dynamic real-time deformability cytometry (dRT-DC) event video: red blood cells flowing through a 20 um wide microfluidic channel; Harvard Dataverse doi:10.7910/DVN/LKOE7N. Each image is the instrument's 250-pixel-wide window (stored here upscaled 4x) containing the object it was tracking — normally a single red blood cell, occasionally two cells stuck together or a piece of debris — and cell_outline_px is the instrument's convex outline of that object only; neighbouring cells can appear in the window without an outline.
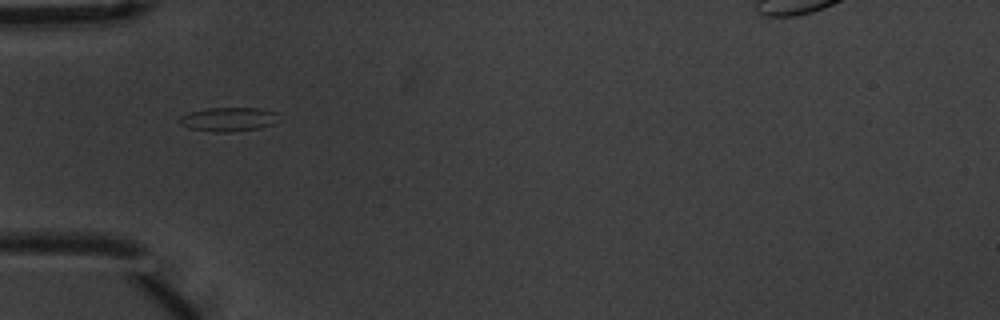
{"species": "common noctule bat (a hibernating species)", "species_latin": "Nyctalus noctula", "temperature_condition": "warm", "stored_images_in_passage": 3, "camera_frame_rate_fps": 3000, "um_per_image_px": 0.085, "animal": {"sex": "male", "body_mass_g": 20.1, "forearm_length_mm": 53.5}, "frame": {"image": 1, "passage_image": 2, "time_ms": 0.333, "image_size_px": [1000, 320], "cell_outline_px": [[276, 112], [272, 124], [260, 128], [232, 132], [216, 132], [188, 128], [180, 124], [176, 120], [180, 116], [188, 112], [208, 108], [260, 108]], "centroid_in_image_um": [19.31, 10.14], "position_along_channel_um": 65.7, "area_um2": 13.81}}
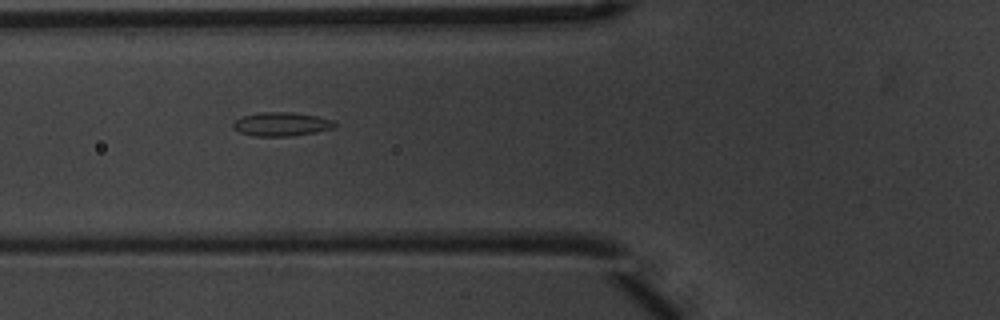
{"frame": {"image": 2, "passage_image": 3, "time_ms": 0.667, "image_size_px": [1000, 320], "cell_outline_px": [[336, 128], [316, 132], [292, 136], [252, 136], [240, 132], [232, 128], [232, 124], [236, 120], [244, 116], [260, 112], [292, 112], [316, 116], [332, 120], [336, 124]], "centroid_in_image_um": [23.93, 10.56], "position_along_channel_um": 101.9, "area_um2": 14.1}}